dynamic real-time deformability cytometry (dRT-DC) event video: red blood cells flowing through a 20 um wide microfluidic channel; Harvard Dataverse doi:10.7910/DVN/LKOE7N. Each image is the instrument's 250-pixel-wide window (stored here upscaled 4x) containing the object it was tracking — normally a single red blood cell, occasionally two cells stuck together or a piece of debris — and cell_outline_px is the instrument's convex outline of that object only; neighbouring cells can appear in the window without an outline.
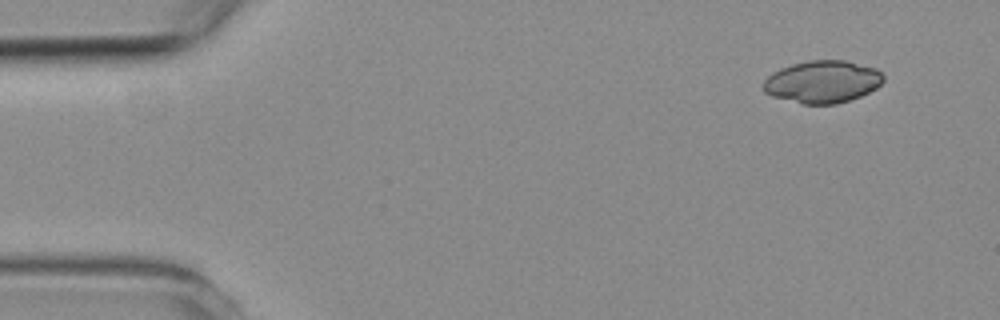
{"species": "common noctule bat (a hibernating species)", "species_latin": "Nyctalus noctula", "temperature_condition": "room temperature", "stored_images_in_passage": 5, "segment_of_instrument_passage": [1, 2], "camera_frame_rate_fps": 3000, "um_per_image_px": 0.085, "animal": {"sex": "female", "body_mass_g": 19.3, "forearm_length_mm": 54.1}, "frame": {"image": 1, "passage_image": 1, "time_ms": 0.0, "image_size_px": [1000, 320], "cell_outline_px": [[884, 80], [876, 88], [860, 96], [836, 104], [804, 104], [772, 96], [764, 92], [764, 80], [772, 72], [780, 68], [792, 64], [808, 60], [844, 60], [876, 68], [884, 76]], "centroid_in_image_um": [69.9, 6.94], "position_along_channel_um": 15.1, "area_um2": 29.54}}